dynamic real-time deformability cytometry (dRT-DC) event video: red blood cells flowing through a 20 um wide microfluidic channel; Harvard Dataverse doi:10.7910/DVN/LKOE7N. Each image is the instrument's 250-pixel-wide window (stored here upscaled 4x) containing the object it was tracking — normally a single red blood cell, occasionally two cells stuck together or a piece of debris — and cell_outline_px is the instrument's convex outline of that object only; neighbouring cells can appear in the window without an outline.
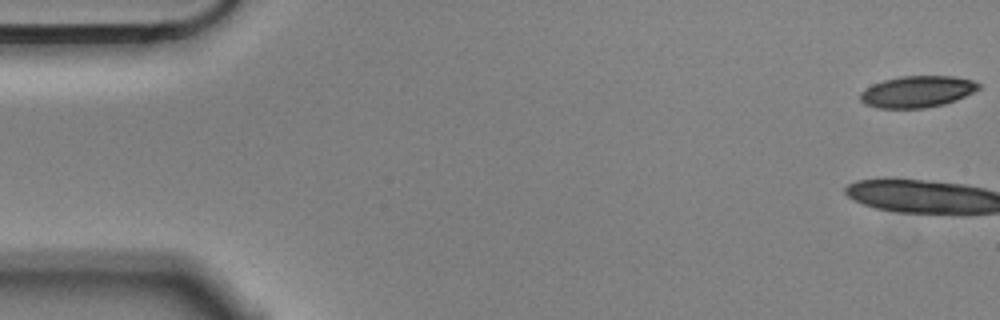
{"species": "Egyptian fruit bat (a non-hibernating species)", "species_latin": "Rousettus aegyptiacus", "temperature_condition": "cold", "stored_images_in_passage": 6, "camera_frame_rate_fps": 3000, "um_per_image_px": 0.085, "animal": {"sex": "male"}, "frame": {"image": 1, "passage_image": 1, "time_ms": 0.0, "image_size_px": [1000, 320], "cell_outline_px": [[980, 88], [956, 100], [944, 104], [924, 108], [876, 108], [864, 104], [860, 100], [860, 92], [872, 84], [884, 80], [900, 76], [956, 76], [972, 80], [980, 84]], "centroid_in_image_um": [77.94, 7.79], "position_along_channel_um": 7.1, "area_um2": 21.79}}